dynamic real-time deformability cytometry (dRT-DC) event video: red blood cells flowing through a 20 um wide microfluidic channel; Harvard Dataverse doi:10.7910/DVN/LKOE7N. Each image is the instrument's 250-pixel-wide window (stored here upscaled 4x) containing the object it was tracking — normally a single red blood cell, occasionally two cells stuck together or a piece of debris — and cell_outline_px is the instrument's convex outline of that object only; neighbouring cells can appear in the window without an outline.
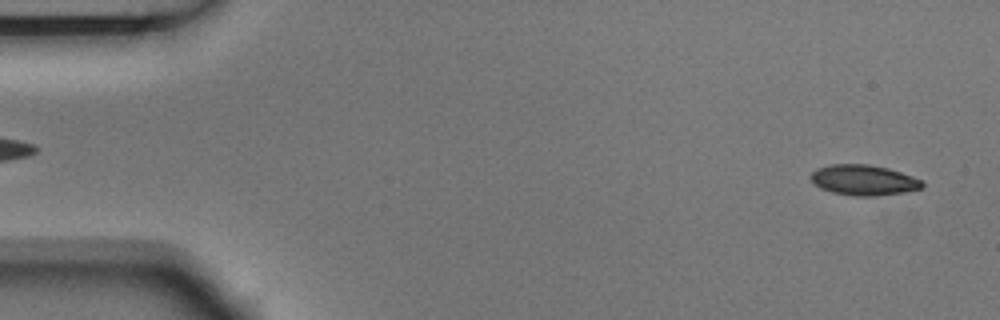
{"species": "Egyptian fruit bat (a non-hibernating species)", "species_latin": "Rousettus aegyptiacus", "temperature_condition": "room temperature", "stored_images_in_passage": 6, "segment_of_instrument_passage": [2, 2], "camera_frame_rate_fps": 3000, "um_per_image_px": 0.085, "animal": {"sex": "male"}, "frame": {"image": 1, "passage_image": 6, "time_ms": 1.667, "image_size_px": [1000, 320], "cell_outline_px": [[924, 188], [904, 192], [876, 196], [856, 196], [832, 192], [820, 188], [812, 180], [812, 172], [816, 168], [832, 164], [868, 164], [888, 168], [924, 180]], "centroid_in_image_um": [73.46, 15.31], "position_along_channel_um": 11.5, "area_um2": 19.77}}